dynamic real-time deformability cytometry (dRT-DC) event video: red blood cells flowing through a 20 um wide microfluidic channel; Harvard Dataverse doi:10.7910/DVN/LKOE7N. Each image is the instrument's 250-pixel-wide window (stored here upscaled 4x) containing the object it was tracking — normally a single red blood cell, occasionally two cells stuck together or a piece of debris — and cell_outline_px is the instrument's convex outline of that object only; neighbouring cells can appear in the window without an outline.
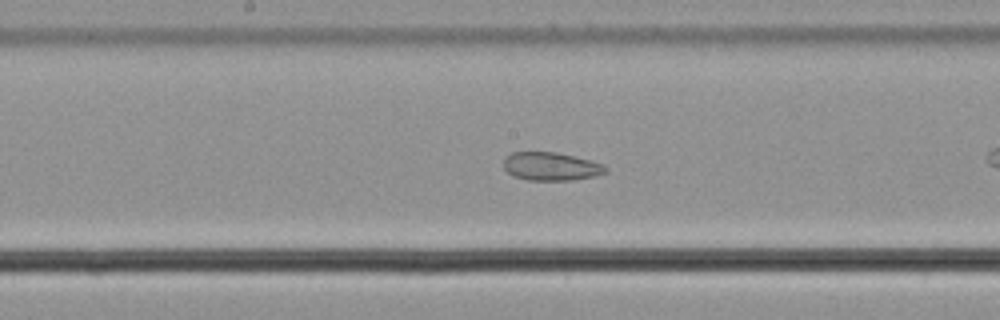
{"species": "common noctule bat (a hibernating species)", "species_latin": "Nyctalus noctula", "temperature_condition": "cold", "stored_images_in_passage": 28, "camera_frame_rate_fps": 3000, "um_per_image_px": 0.085, "animal": {"sex": "male", "body_mass_g": 21.5, "forearm_length_mm": 52.0}, "frame": {"image": 1, "passage_image": 13, "time_ms": 4.0, "image_size_px": [1000, 320], "cell_outline_px": [[608, 172], [596, 176], [572, 180], [528, 180], [512, 176], [504, 168], [504, 160], [512, 152], [556, 152], [592, 160], [604, 164], [608, 168]], "centroid_in_image_um": [46.89, 14.15], "position_along_channel_um": 201.3, "area_um2": 16.94}}
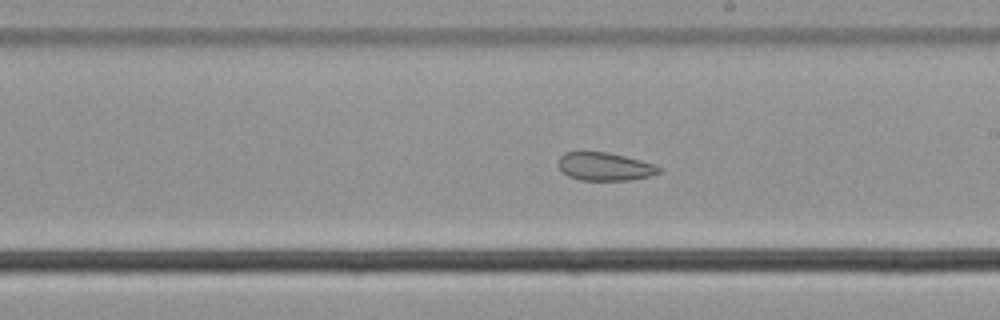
{"frame": {"image": 2, "passage_image": 16, "time_ms": 5.0, "image_size_px": [1000, 320], "cell_outline_px": [[660, 172], [648, 176], [632, 180], [580, 180], [568, 176], [560, 172], [560, 156], [564, 152], [608, 152], [656, 164], [660, 168]], "centroid_in_image_um": [51.4, 14.16], "position_along_channel_um": 237.6, "area_um2": 16.42}}
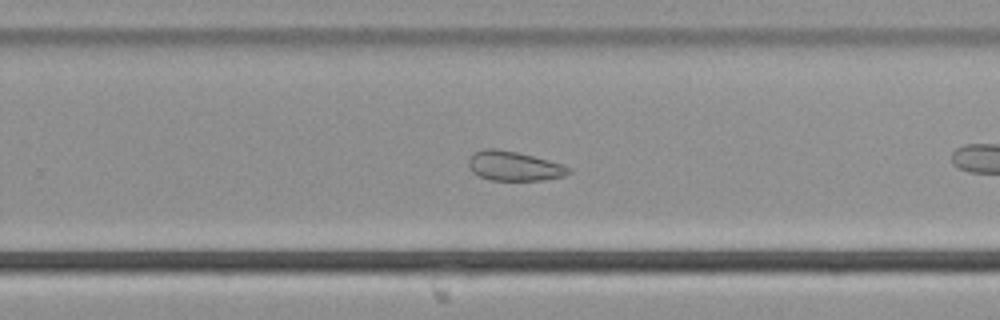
{"frame": {"image": 3, "passage_image": 20, "time_ms": 6.333, "image_size_px": [1000, 320], "cell_outline_px": [[572, 172], [564, 176], [544, 180], [492, 180], [480, 176], [472, 172], [468, 164], [468, 160], [476, 152], [484, 148], [496, 148], [516, 152], [548, 160], [572, 168]], "centroid_in_image_um": [43.71, 14.12], "position_along_channel_um": 286.1, "area_um2": 17.05}}